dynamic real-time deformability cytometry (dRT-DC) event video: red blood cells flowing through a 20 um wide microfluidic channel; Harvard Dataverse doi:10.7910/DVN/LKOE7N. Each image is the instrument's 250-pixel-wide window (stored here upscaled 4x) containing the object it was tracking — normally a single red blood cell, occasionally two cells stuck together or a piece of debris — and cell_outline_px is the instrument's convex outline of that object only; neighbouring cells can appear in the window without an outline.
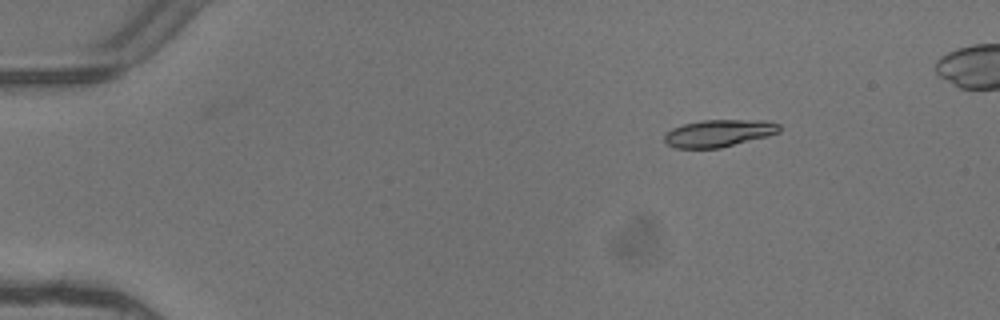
{"species": "common noctule bat (a hibernating species)", "species_latin": "Nyctalus noctula", "temperature_condition": "warm", "stored_images_in_passage": 6, "segment_of_instrument_passage": [1, 2], "camera_frame_rate_fps": 3000, "um_per_image_px": 0.085, "animal": {"sex": "female"}, "frame": {"image": 1, "passage_image": 3, "time_ms": 0.667, "image_size_px": [1000, 320], "cell_outline_px": [[780, 132], [768, 136], [720, 148], [676, 148], [668, 144], [664, 140], [664, 136], [672, 128], [684, 124], [700, 120], [760, 120], [780, 124]], "centroid_in_image_um": [61.11, 11.32], "position_along_channel_um": 23.9, "area_um2": 18.15}}